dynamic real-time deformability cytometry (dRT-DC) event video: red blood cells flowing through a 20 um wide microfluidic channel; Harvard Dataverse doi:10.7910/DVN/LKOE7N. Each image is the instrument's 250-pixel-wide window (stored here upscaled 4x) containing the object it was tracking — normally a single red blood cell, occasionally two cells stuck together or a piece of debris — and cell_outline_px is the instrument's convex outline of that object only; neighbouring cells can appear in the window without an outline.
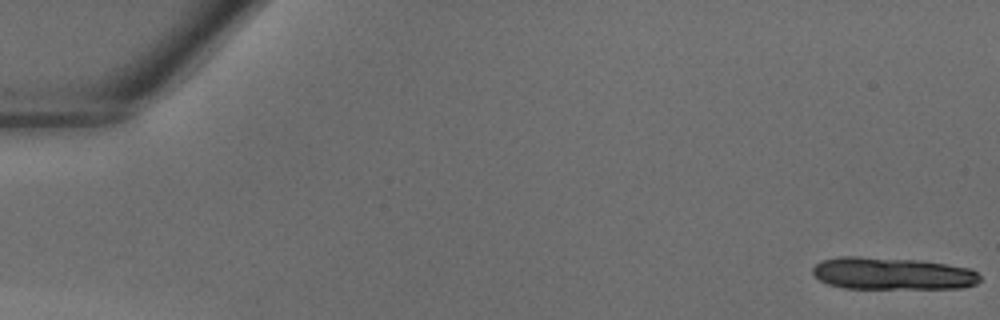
{"species": "common noctule bat (a hibernating species)", "species_latin": "Nyctalus noctula", "temperature_condition": "warm", "stored_images_in_passage": 8, "camera_frame_rate_fps": 3000, "um_per_image_px": 0.085, "animal": {"sex": "male", "body_mass_g": 18.8}, "frame": {"image": 1, "passage_image": 1, "time_ms": 0.0, "image_size_px": [1000, 320], "cell_outline_px": [[980, 280], [976, 284], [960, 288], [844, 288], [828, 284], [820, 280], [812, 272], [812, 268], [820, 260], [840, 256], [860, 256], [920, 260], [972, 268], [980, 276]], "centroid_in_image_um": [75.84, 23.24], "position_along_channel_um": 9.2, "area_um2": 31.62}}